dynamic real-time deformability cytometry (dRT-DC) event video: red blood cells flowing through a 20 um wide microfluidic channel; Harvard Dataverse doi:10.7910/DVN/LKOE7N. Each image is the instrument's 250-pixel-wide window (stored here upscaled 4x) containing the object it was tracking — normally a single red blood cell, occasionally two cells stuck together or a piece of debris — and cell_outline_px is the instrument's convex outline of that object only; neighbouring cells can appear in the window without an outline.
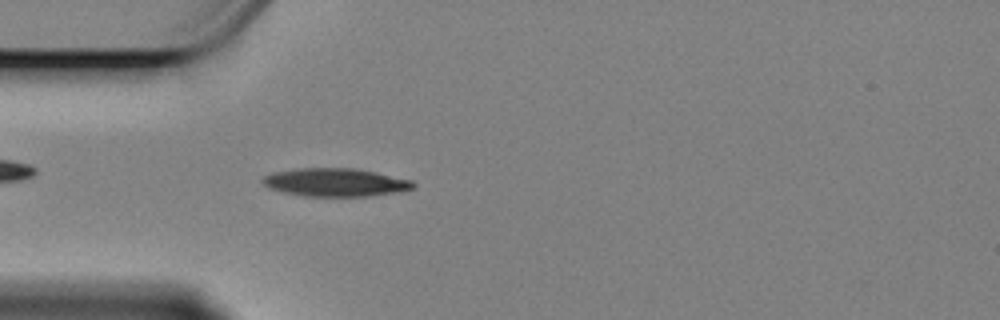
{"species": "Egyptian fruit bat (a non-hibernating species)", "species_latin": "Rousettus aegyptiacus", "temperature_condition": "cold", "stored_images_in_passage": 57, "camera_frame_rate_fps": 3000, "um_per_image_px": 0.085, "animal": {"sex": "female"}, "frame": {"image": 1, "passage_image": 15, "time_ms": 4.667, "image_size_px": [1000, 320], "cell_outline_px": [[416, 184], [412, 188], [396, 192], [368, 196], [304, 196], [284, 192], [268, 188], [260, 180], [264, 176], [272, 172], [300, 168], [352, 168], [376, 172], [412, 180]], "centroid_in_image_um": [28.48, 15.49], "position_along_channel_um": 56.5, "area_um2": 24.62}}
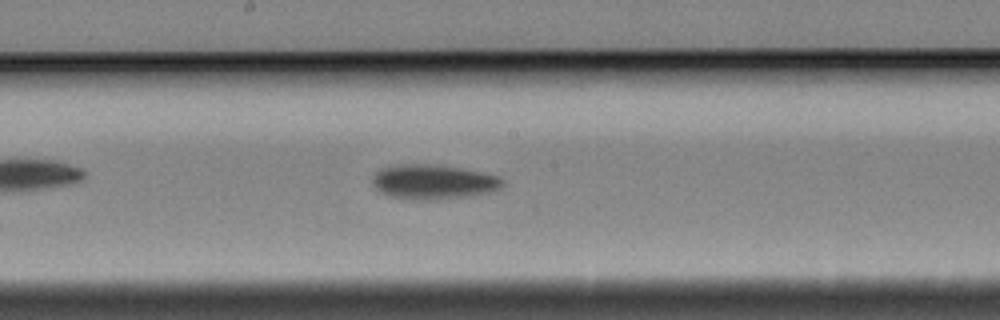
{"frame": {"image": 2, "passage_image": 29, "time_ms": 9.333, "image_size_px": [1000, 320], "cell_outline_px": [[504, 184], [500, 188], [492, 192], [468, 196], [432, 200], [412, 200], [388, 196], [380, 192], [372, 184], [372, 176], [380, 168], [392, 164], [440, 164], [500, 176], [504, 180]], "centroid_in_image_um": [36.8, 15.45], "position_along_channel_um": 211.4, "area_um2": 26.76}}
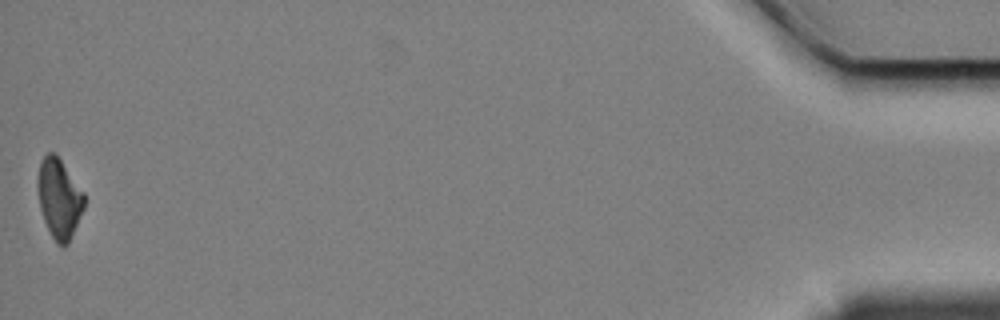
{"frame": {"image": 3, "passage_image": 57, "time_ms": 18.667, "image_size_px": [1000, 320], "cell_outline_px": [[84, 208], [68, 244], [64, 248], [56, 244], [44, 220], [40, 208], [36, 184], [36, 180], [40, 160], [48, 152], [52, 152], [60, 160], [84, 192]], "centroid_in_image_um": [5.0, 16.89], "position_along_channel_um": 430.2, "area_um2": 21.56}, "authors_computed_cell_mechanics": {"area_um2": 23.8136, "velocity_mm_per_s": 3.3783, "shape_relaxation_time_tau1_ms": 2.1206, "shape_relaxation_time_tau2_ms": null, "deformation_change_tau1": 0.1393, "deformation_change_tau2": null}}